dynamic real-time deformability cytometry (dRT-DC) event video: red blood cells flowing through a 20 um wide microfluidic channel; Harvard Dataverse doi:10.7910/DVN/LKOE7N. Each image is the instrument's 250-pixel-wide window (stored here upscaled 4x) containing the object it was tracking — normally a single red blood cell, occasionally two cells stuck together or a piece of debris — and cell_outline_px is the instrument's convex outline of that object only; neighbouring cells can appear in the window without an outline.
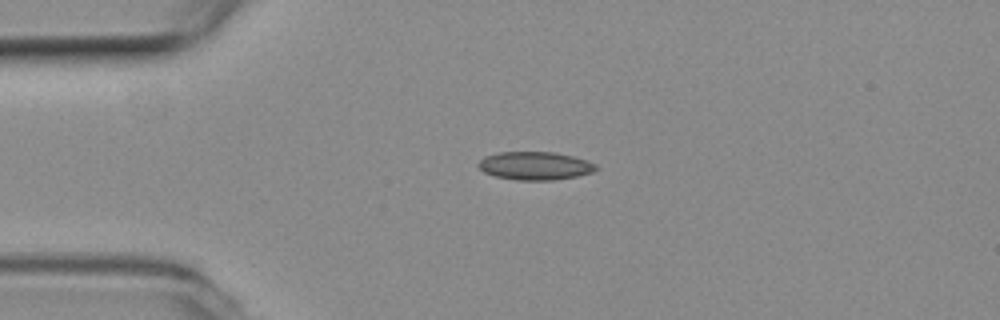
{"species": "common noctule bat (a hibernating species)", "species_latin": "Nyctalus noctula", "temperature_condition": "room temperature", "stored_images_in_passage": 3, "camera_frame_rate_fps": 3000, "um_per_image_px": 0.085, "animal": {"sex": "female", "body_mass_g": 19.3, "forearm_length_mm": 54.1}, "frame": {"image": 1, "passage_image": 3, "time_ms": 0.667, "image_size_px": [1000, 320], "cell_outline_px": [[600, 168], [592, 172], [576, 176], [552, 180], [516, 180], [496, 176], [484, 172], [476, 164], [484, 156], [500, 152], [552, 152], [572, 156], [588, 160], [596, 164]], "centroid_in_image_um": [45.49, 14.09], "position_along_channel_um": 39.5, "area_um2": 19.31}}